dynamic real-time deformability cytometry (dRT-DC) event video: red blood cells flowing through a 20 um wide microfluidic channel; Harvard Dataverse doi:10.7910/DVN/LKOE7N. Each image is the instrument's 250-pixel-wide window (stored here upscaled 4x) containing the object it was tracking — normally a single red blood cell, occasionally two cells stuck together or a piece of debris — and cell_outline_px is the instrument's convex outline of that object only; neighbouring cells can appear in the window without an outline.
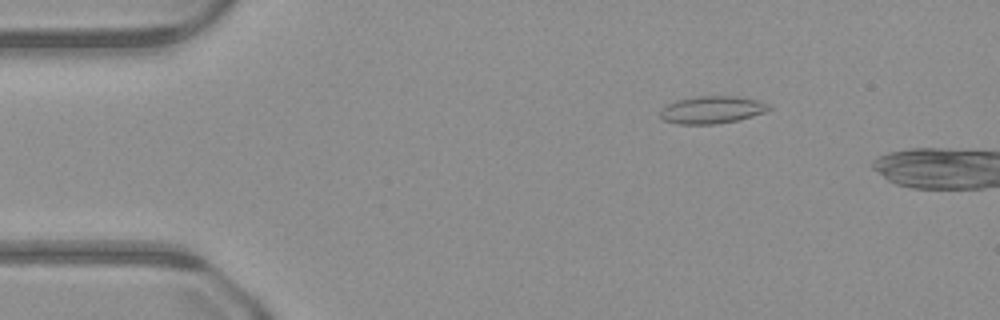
{"species": "common noctule bat (a hibernating species)", "species_latin": "Nyctalus noctula", "temperature_condition": "warm", "stored_images_in_passage": 41, "camera_frame_rate_fps": 3000, "um_per_image_px": 0.085, "animal": {"sex": "male", "body_mass_g": 23.1, "forearm_length_mm": 52.7}, "frame": {"image": 1, "passage_image": 3, "time_ms": 0.667, "image_size_px": [1000, 320], "cell_outline_px": [[772, 108], [764, 112], [752, 116], [736, 120], [716, 124], [676, 124], [664, 120], [660, 116], [660, 108], [676, 100], [696, 96], [736, 96], [756, 100], [768, 104]], "centroid_in_image_um": [60.47, 9.33], "position_along_channel_um": 24.5, "area_um2": 17.34}}
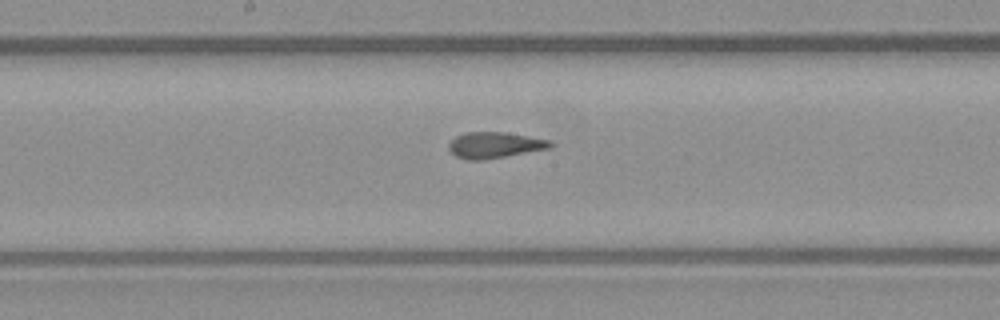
{"frame": {"image": 2, "passage_image": 21, "time_ms": 6.667, "image_size_px": [1000, 320], "cell_outline_px": [[552, 148], [484, 160], [468, 160], [456, 156], [448, 148], [448, 144], [456, 136], [464, 132], [504, 132], [552, 140]], "centroid_in_image_um": [42.06, 12.33], "position_along_channel_um": 206.1, "area_um2": 15.49}}
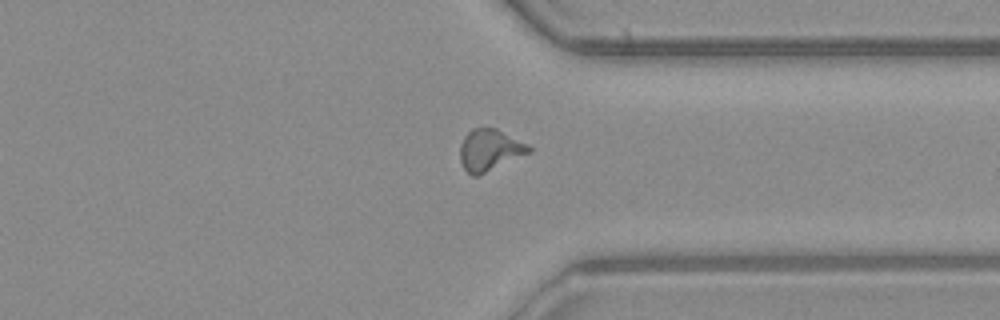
{"frame": {"image": 3, "passage_image": 33, "time_ms": 10.667, "image_size_px": [1000, 320], "cell_outline_px": [[532, 152], [480, 176], [472, 176], [464, 168], [460, 160], [460, 144], [464, 136], [472, 128], [496, 128], [528, 144], [532, 148]], "centroid_in_image_um": [41.64, 12.77], "position_along_channel_um": 369.8, "area_um2": 16.94}}